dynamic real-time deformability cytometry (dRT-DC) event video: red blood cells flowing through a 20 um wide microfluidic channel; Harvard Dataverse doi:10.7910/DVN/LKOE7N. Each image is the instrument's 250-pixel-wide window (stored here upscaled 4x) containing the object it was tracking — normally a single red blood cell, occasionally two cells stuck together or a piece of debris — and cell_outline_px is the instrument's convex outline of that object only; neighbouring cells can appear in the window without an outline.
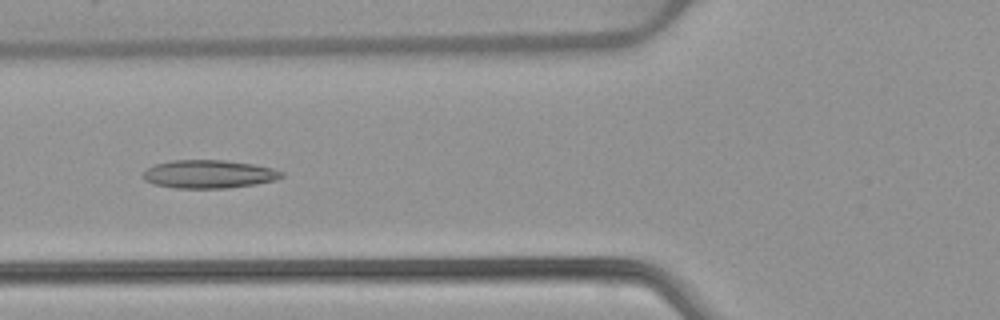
{"species": "common noctule bat (a hibernating species)", "species_latin": "Nyctalus noctula", "temperature_condition": "warm", "stored_images_in_passage": 52, "camera_frame_rate_fps": 3000, "um_per_image_px": 0.085, "animal": {"sex": "female", "body_mass_g": 22.7, "forearm_length_mm": 54.2}, "frame": {"image": 1, "passage_image": 20, "time_ms": 6.333, "image_size_px": [1000, 320], "cell_outline_px": [[284, 176], [276, 180], [256, 184], [228, 188], [172, 188], [152, 184], [144, 180], [144, 172], [148, 168], [156, 164], [172, 160], [224, 160], [252, 164], [272, 168], [284, 172]], "centroid_in_image_um": [17.76, 14.81], "position_along_channel_um": 108.0, "area_um2": 22.83}}
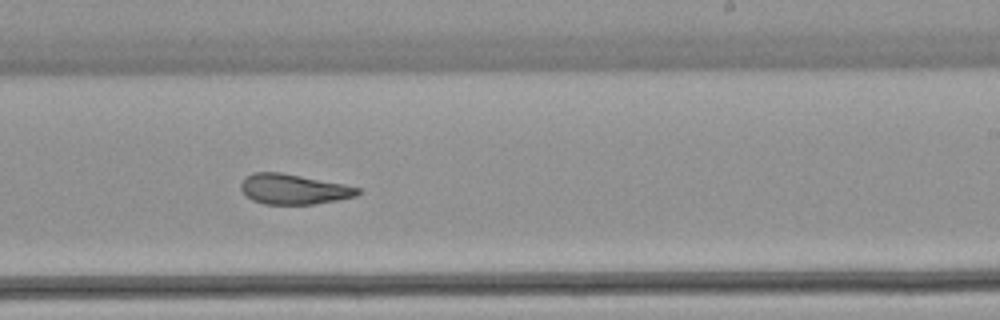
{"frame": {"image": 2, "passage_image": 32, "time_ms": 10.333, "image_size_px": [1000, 320], "cell_outline_px": [[360, 192], [356, 196], [336, 200], [312, 204], [264, 204], [252, 200], [240, 188], [240, 184], [244, 176], [252, 172], [280, 172], [344, 184], [360, 188]], "centroid_in_image_um": [24.92, 16.07], "position_along_channel_um": 264.1, "area_um2": 20.46}}
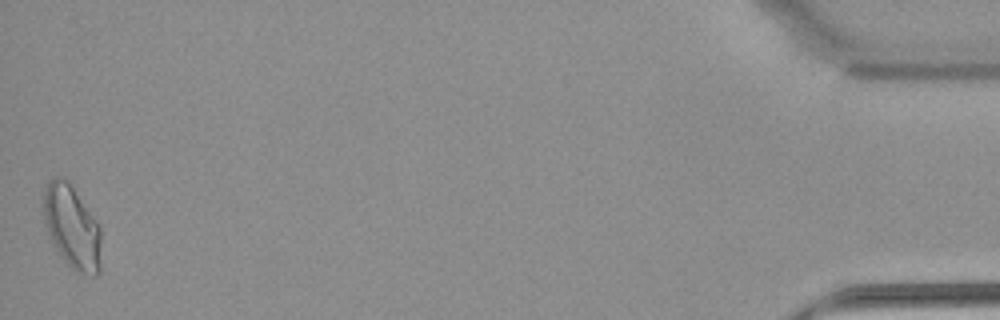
{"frame": {"image": 3, "passage_image": 52, "time_ms": 17.0, "image_size_px": [1000, 320], "cell_outline_px": [[100, 272], [96, 276], [92, 276], [76, 272], [60, 256], [52, 244], [44, 220], [44, 188], [48, 180], [56, 176], [60, 176], [68, 180], [100, 224]], "centroid_in_image_um": [6.12, 19.29], "position_along_channel_um": 429.1, "area_um2": 28.26}, "authors_computed_cell_mechanics": {"area_um2": 22.8599, "velocity_mm_per_s": 3.9018, "shape_relaxation_time_tau1_ms": null, "shape_relaxation_time_tau2_ms": 2.4233, "deformation_change_tau1": null, "deformation_change_tau2": 0.0995}}